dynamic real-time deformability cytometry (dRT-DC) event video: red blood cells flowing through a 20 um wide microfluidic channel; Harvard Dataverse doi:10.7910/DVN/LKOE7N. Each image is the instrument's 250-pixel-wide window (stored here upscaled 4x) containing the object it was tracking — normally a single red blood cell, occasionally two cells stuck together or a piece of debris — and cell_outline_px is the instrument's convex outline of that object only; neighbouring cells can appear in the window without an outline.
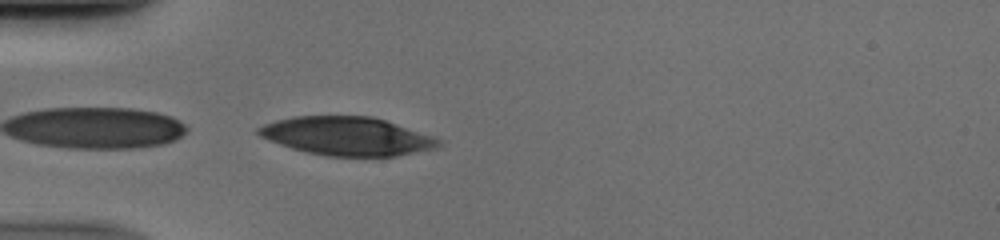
{"species": "human", "species_latin": "Homo sapiens", "temperature_condition": "cold", "stored_images_in_passage": 32, "camera_frame_rate_fps": 3000, "um_per_image_px": 0.085, "donor": {"sex": "male"}, "frame": {"image": 1, "passage_image": 1, "time_ms": 0.0, "image_size_px": [1000, 240], "cell_outline_px": [[440, 144], [436, 148], [396, 156], [324, 156], [292, 148], [268, 140], [260, 136], [256, 132], [256, 128], [264, 124], [276, 120], [292, 116], [372, 116], [436, 136], [440, 140]], "centroid_in_image_um": [29.5, 11.57], "position_along_channel_um": 55.5, "area_um2": 40.46}}
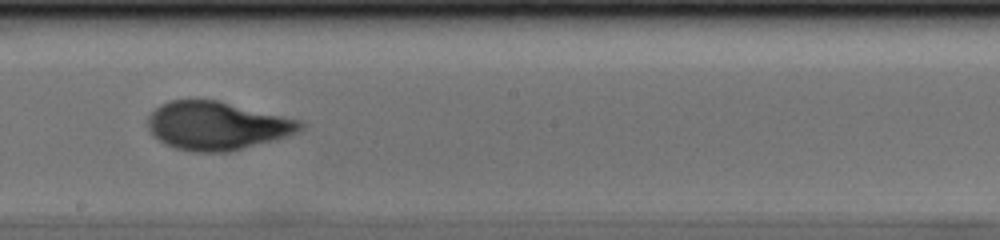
{"frame": {"image": 2, "passage_image": 15, "time_ms": 4.667, "image_size_px": [1000, 240], "cell_outline_px": [[304, 128], [300, 132], [272, 140], [228, 152], [192, 152], [172, 148], [164, 144], [148, 128], [148, 116], [160, 104], [168, 100], [220, 100], [300, 120], [304, 124]], "centroid_in_image_um": [18.44, 10.68], "position_along_channel_um": 229.8, "area_um2": 42.95}}
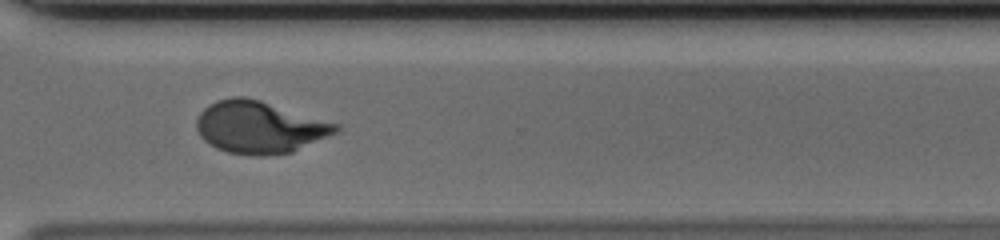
{"frame": {"image": 3, "passage_image": 24, "time_ms": 7.667, "image_size_px": [1000, 240], "cell_outline_px": [[340, 132], [292, 152], [264, 156], [256, 156], [228, 152], [216, 148], [204, 140], [200, 136], [196, 128], [196, 120], [200, 112], [208, 104], [216, 100], [232, 96], [244, 96], [260, 100], [340, 124]], "centroid_in_image_um": [22.07, 10.81], "position_along_channel_um": 348.5, "area_um2": 42.66}}